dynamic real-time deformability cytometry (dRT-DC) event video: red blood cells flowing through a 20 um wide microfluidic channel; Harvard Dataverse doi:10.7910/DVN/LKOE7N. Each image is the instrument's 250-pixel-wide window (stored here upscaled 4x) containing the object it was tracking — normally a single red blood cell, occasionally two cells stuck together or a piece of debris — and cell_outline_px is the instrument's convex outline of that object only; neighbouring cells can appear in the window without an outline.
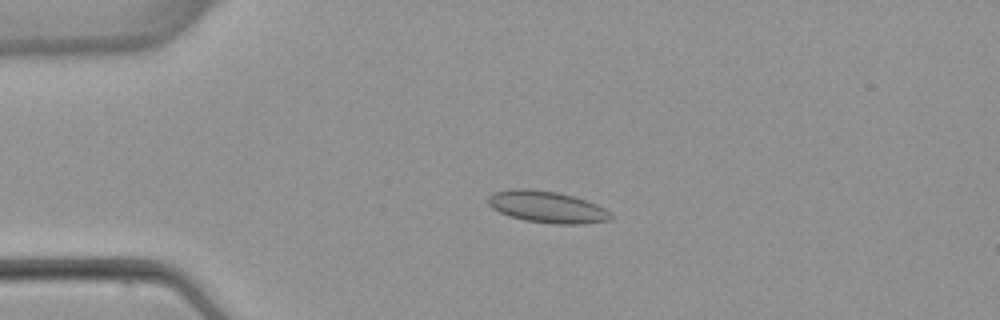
{"species": "common noctule bat (a hibernating species)", "species_latin": "Nyctalus noctula", "temperature_condition": "warm", "stored_images_in_passage": 4, "camera_frame_rate_fps": 3000, "um_per_image_px": 0.085, "animal": {"sex": "female", "body_mass_g": 22.7, "forearm_length_mm": 54.2}, "frame": {"image": 1, "passage_image": 4, "time_ms": 3.667, "image_size_px": [1000, 320], "cell_outline_px": [[612, 220], [584, 224], [556, 224], [524, 220], [508, 216], [492, 208], [488, 204], [488, 196], [496, 192], [512, 188], [528, 188], [556, 192], [572, 196], [596, 204], [604, 208], [612, 216]], "centroid_in_image_um": [46.48, 17.59], "position_along_channel_um": 38.5, "area_um2": 22.6}}